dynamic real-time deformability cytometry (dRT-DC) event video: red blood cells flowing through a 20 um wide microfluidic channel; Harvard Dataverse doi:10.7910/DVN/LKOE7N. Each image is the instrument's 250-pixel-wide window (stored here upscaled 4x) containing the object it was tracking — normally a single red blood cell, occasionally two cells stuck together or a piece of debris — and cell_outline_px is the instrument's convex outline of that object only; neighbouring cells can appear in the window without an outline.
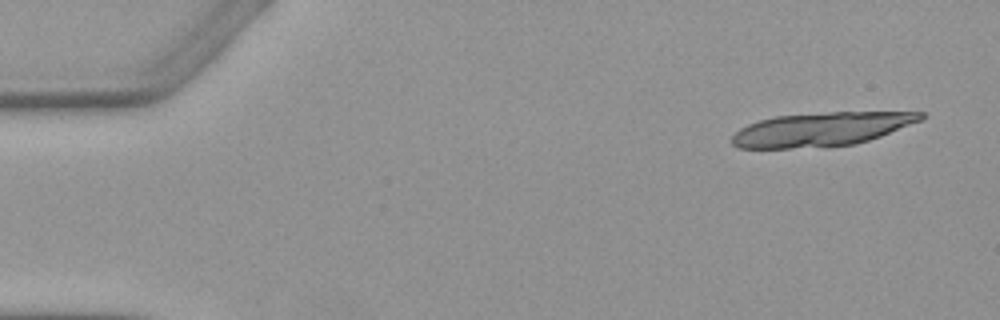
{"species": "Egyptian fruit bat (a non-hibernating species)", "species_latin": "Rousettus aegyptiacus", "temperature_condition": "warm", "stored_images_in_passage": 7, "camera_frame_rate_fps": 3000, "um_per_image_px": 0.085, "animal": {"sex": "female"}, "frame": {"image": 1, "passage_image": 1, "time_ms": 0.0, "image_size_px": [1000, 320], "cell_outline_px": [[924, 120], [880, 136], [856, 144], [828, 148], [736, 148], [728, 140], [740, 128], [748, 124], [760, 120], [776, 116], [828, 112], [924, 112]], "centroid_in_image_um": [69.81, 11.0], "position_along_channel_um": 15.2, "area_um2": 37.57}}
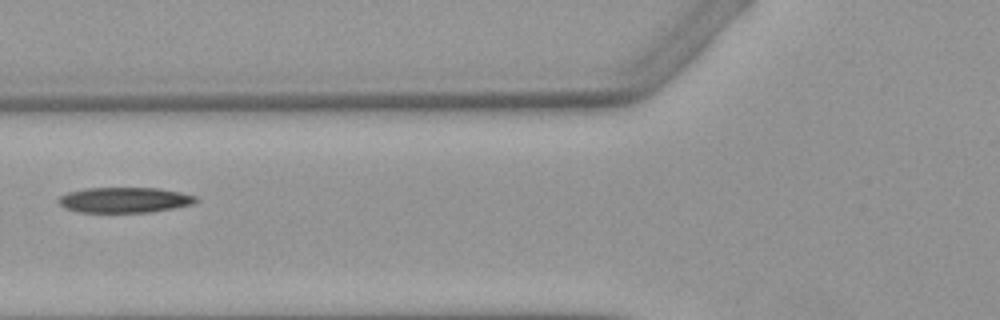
{"frame": {"image": 2, "passage_image": 6, "time_ms": 6.0, "image_size_px": [1000, 320], "cell_outline_px": [[200, 200], [192, 204], [176, 208], [152, 212], [76, 212], [64, 208], [56, 200], [60, 196], [68, 192], [88, 188], [160, 188], [180, 192], [196, 196]], "centroid_in_image_um": [10.6, 17.0], "position_along_channel_um": 115.2, "area_um2": 20.52}}
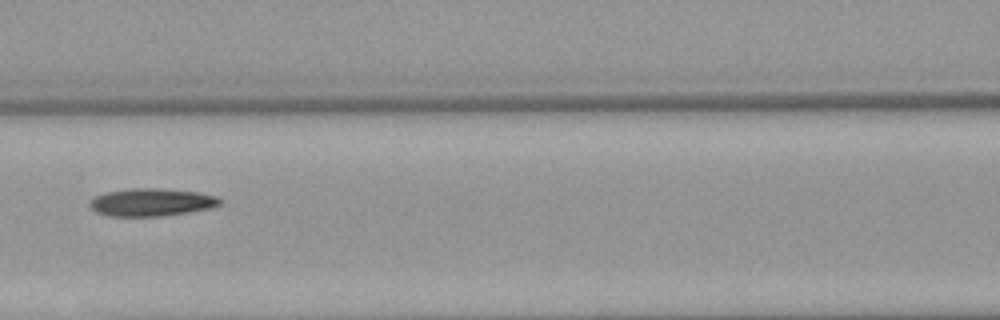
{"frame": {"image": 3, "passage_image": 7, "time_ms": 7.0, "image_size_px": [1000, 320], "cell_outline_px": [[224, 200], [220, 204], [208, 208], [188, 212], [164, 216], [108, 216], [96, 212], [88, 204], [96, 196], [104, 192], [132, 188], [164, 188], [200, 192], [216, 196]], "centroid_in_image_um": [12.89, 17.18], "position_along_channel_um": 153.7, "area_um2": 21.15}}